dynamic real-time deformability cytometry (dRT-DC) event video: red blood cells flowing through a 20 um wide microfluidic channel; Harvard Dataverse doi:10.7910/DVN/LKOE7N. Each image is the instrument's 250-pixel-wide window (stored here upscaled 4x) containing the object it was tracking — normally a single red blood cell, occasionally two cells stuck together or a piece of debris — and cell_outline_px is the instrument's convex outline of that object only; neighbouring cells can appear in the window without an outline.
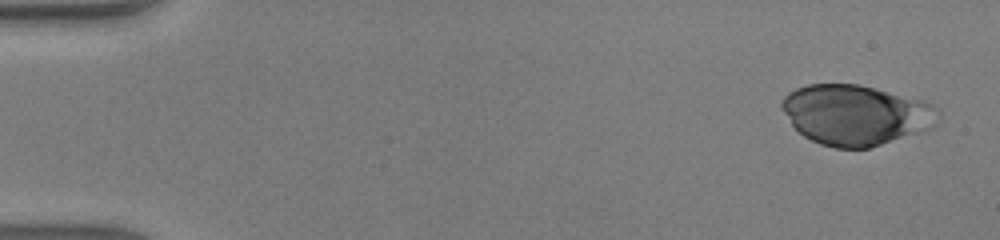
{"species": "human", "species_latin": "Homo sapiens", "temperature_condition": "warm", "stored_images_in_passage": 11, "camera_frame_rate_fps": 3000, "um_per_image_px": 0.085, "donor": {"sex": "male"}, "frame": {"image": 1, "passage_image": 1, "time_ms": 0.0, "image_size_px": [1000, 240], "cell_outline_px": [[940, 116], [900, 136], [880, 144], [868, 148], [836, 148], [820, 144], [804, 136], [792, 124], [784, 112], [780, 104], [784, 96], [788, 92], [796, 88], [808, 84], [860, 84], [924, 100], [940, 108]], "centroid_in_image_um": [72.61, 9.71], "position_along_channel_um": 12.4, "area_um2": 53.41}}